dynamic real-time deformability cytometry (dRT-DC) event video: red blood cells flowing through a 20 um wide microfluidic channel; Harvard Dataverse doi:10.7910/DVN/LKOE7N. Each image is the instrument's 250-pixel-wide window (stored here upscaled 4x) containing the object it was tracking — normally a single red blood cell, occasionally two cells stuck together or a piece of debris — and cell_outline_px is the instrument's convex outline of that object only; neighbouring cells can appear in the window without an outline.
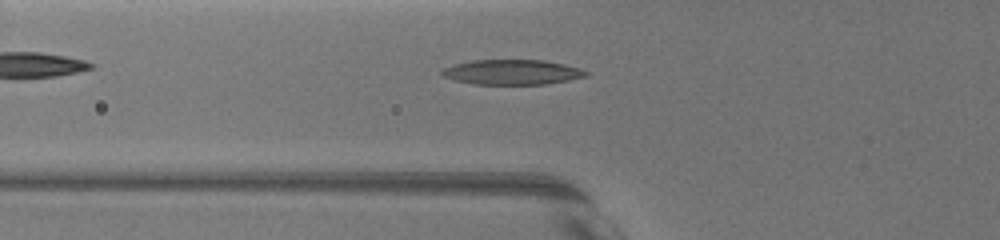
{"species": "common noctule bat (a hibernating species)", "species_latin": "Nyctalus noctula", "temperature_condition": "warm", "stored_images_in_passage": 9, "camera_frame_rate_fps": 3000, "um_per_image_px": 0.085, "animal": {"sex": "female", "body_mass_g": 19.5, "forearm_length_mm": 54.1}, "frame": {"image": 1, "passage_image": 3, "time_ms": 1.333, "image_size_px": [1000, 240], "cell_outline_px": [[588, 76], [548, 84], [476, 84], [456, 80], [440, 76], [440, 72], [444, 68], [456, 64], [472, 60], [544, 60], [564, 64], [580, 68], [588, 72]], "centroid_in_image_um": [43.54, 6.13], "position_along_channel_um": 82.3, "area_um2": 20.92}}
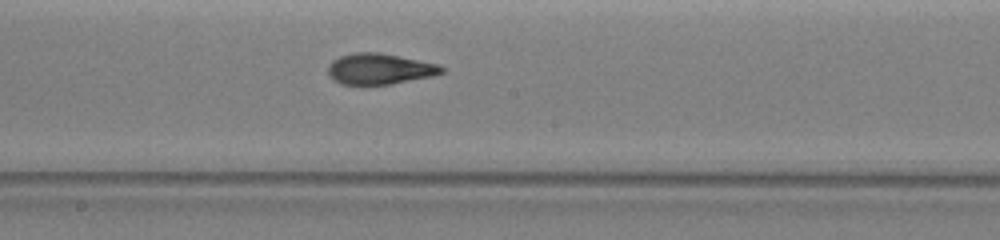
{"frame": {"image": 2, "passage_image": 8, "time_ms": 5.0, "image_size_px": [1000, 240], "cell_outline_px": [[444, 72], [432, 76], [388, 84], [340, 84], [332, 80], [328, 76], [328, 64], [332, 60], [340, 56], [356, 52], [380, 52], [440, 64], [444, 68]], "centroid_in_image_um": [32.24, 5.84], "position_along_channel_um": 216.0, "area_um2": 20.52}}
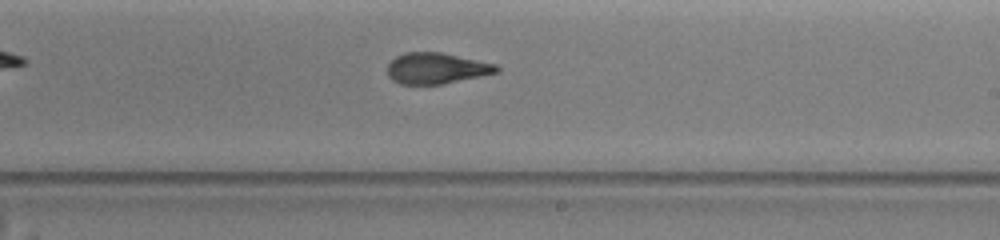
{"frame": {"image": 3, "passage_image": 9, "time_ms": 6.0, "image_size_px": [1000, 240], "cell_outline_px": [[500, 72], [444, 84], [400, 84], [392, 80], [388, 76], [388, 64], [396, 56], [404, 52], [440, 52], [496, 64], [500, 68]], "centroid_in_image_um": [37.1, 5.81], "position_along_channel_um": 251.9, "area_um2": 19.77}}